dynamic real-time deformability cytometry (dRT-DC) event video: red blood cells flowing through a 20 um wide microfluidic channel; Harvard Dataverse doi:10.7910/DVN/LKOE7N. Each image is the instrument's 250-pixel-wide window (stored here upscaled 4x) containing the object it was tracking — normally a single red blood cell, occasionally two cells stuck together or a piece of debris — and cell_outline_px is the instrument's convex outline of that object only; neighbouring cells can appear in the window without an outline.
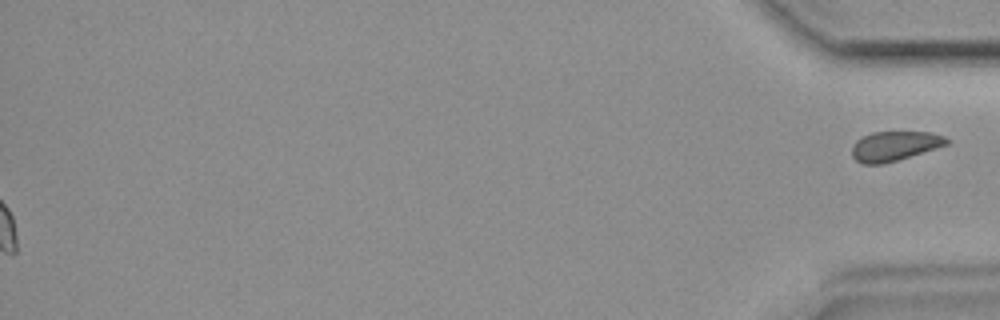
{"species": "common noctule bat (a hibernating species)", "species_latin": "Nyctalus noctula", "temperature_condition": "room temperature", "stored_images_in_passage": 37, "segment_of_instrument_passage": [2, 2], "camera_frame_rate_fps": 3000, "um_per_image_px": 0.085, "animal": {"sex": "female", "body_mass_g": 19.9}, "frame": {"image": 1, "passage_image": 37, "time_ms": 12.0, "image_size_px": [1000, 320], "cell_outline_px": [[952, 140], [948, 144], [936, 148], [884, 164], [864, 164], [856, 160], [852, 156], [852, 144], [856, 140], [872, 132], [932, 132], [944, 136]], "centroid_in_image_um": [76.05, 12.4], "position_along_channel_um": 359.2, "area_um2": 16.36}}